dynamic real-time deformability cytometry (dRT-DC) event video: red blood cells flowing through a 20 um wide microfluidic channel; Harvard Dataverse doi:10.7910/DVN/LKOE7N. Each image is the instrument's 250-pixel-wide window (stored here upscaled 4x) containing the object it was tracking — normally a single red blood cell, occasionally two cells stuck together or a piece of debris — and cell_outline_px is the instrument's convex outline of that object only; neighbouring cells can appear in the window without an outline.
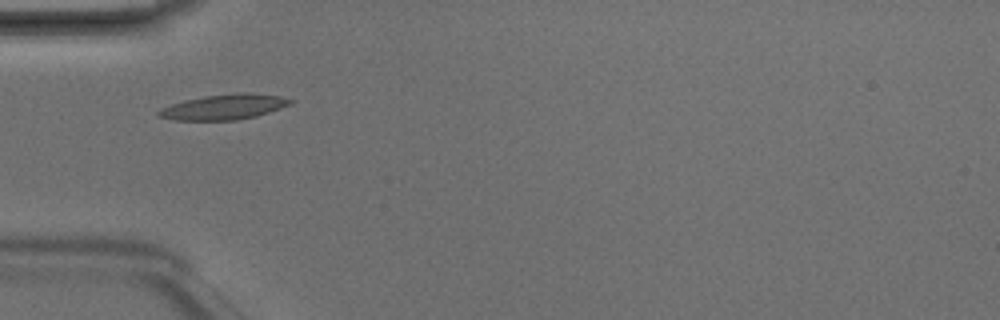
{"species": "Egyptian fruit bat (a non-hibernating species)", "species_latin": "Rousettus aegyptiacus", "temperature_condition": "room temperature", "stored_images_in_passage": 3, "camera_frame_rate_fps": 3000, "um_per_image_px": 0.085, "animal": {"sex": "male"}, "frame": {"image": 1, "passage_image": 3, "time_ms": 0.667, "image_size_px": [1000, 320], "cell_outline_px": [[292, 104], [256, 116], [236, 120], [176, 120], [160, 116], [156, 112], [160, 108], [184, 100], [204, 96], [236, 92], [248, 92], [280, 96], [292, 100]], "centroid_in_image_um": [19.05, 9.08], "position_along_channel_um": 66.0, "area_um2": 19.31}}